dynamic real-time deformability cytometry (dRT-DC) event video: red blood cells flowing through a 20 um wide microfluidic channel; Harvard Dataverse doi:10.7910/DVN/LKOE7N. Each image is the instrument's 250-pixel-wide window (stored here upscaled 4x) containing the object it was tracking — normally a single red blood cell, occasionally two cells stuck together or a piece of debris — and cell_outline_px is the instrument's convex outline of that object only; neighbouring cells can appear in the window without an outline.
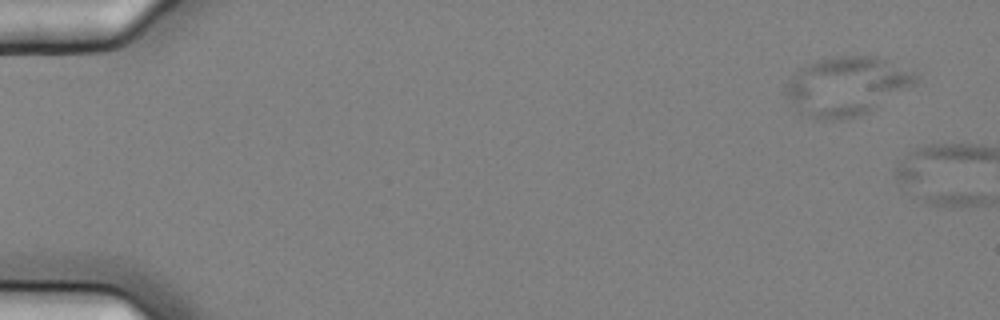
{"species": "common noctule bat (a hibernating species)", "species_latin": "Nyctalus noctula", "temperature_condition": "cold", "stored_images_in_passage": 3, "camera_frame_rate_fps": 3000, "um_per_image_px": 0.085, "animal": {"sex": "female", "body_mass_g": 25.1}, "frame": {"image": 1, "passage_image": 2, "time_ms": 0.333, "image_size_px": [1000, 320], "cell_outline_px": [[920, 80], [916, 84], [868, 112], [856, 116], [840, 120], [820, 120], [808, 116], [800, 112], [784, 92], [792, 76], [800, 68], [816, 60], [836, 56], [876, 56], [920, 72]], "centroid_in_image_um": [72.04, 7.3], "position_along_channel_um": 13.0, "area_um2": 44.51}}